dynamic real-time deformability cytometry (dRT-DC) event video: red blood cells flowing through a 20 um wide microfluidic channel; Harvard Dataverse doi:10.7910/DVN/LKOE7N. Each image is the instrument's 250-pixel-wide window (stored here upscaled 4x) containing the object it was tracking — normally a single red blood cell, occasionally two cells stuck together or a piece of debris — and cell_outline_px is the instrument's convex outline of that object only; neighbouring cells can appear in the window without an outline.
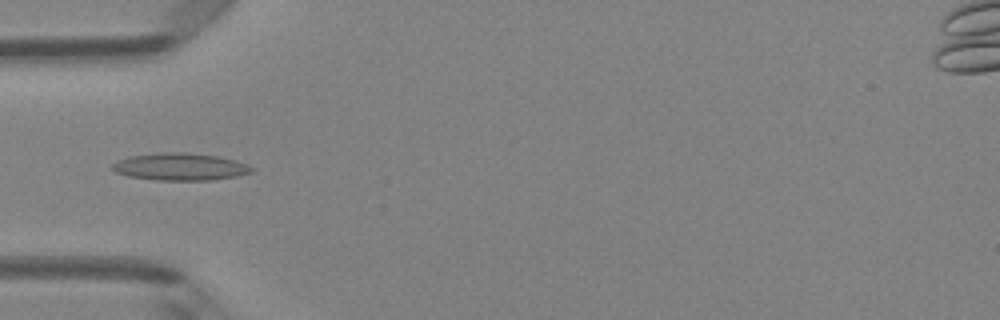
{"species": "Egyptian fruit bat (a non-hibernating species)", "species_latin": "Rousettus aegyptiacus", "temperature_condition": "room temperature", "stored_images_in_passage": 5, "camera_frame_rate_fps": 3000, "um_per_image_px": 0.085, "animal": {"sex": "female"}, "frame": {"image": 1, "passage_image": 4, "time_ms": 1.0, "image_size_px": [1000, 320], "cell_outline_px": [[256, 168], [252, 172], [236, 176], [212, 180], [156, 180], [128, 176], [116, 172], [112, 168], [112, 164], [116, 160], [128, 156], [160, 152], [184, 152], [216, 156], [236, 160], [248, 164]], "centroid_in_image_um": [15.32, 14.17], "position_along_channel_um": 69.7, "area_um2": 22.31}}
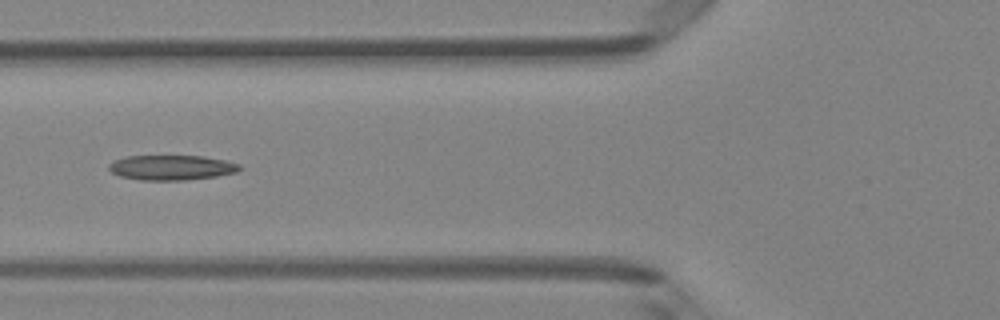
{"frame": {"image": 2, "passage_image": 5, "time_ms": 1.333, "image_size_px": [1000, 320], "cell_outline_px": [[244, 168], [236, 172], [216, 176], [184, 180], [140, 180], [120, 176], [112, 172], [108, 168], [108, 164], [112, 160], [124, 156], [204, 156], [224, 160], [240, 164]], "centroid_in_image_um": [14.56, 14.23], "position_along_channel_um": 111.2, "area_um2": 19.13}}